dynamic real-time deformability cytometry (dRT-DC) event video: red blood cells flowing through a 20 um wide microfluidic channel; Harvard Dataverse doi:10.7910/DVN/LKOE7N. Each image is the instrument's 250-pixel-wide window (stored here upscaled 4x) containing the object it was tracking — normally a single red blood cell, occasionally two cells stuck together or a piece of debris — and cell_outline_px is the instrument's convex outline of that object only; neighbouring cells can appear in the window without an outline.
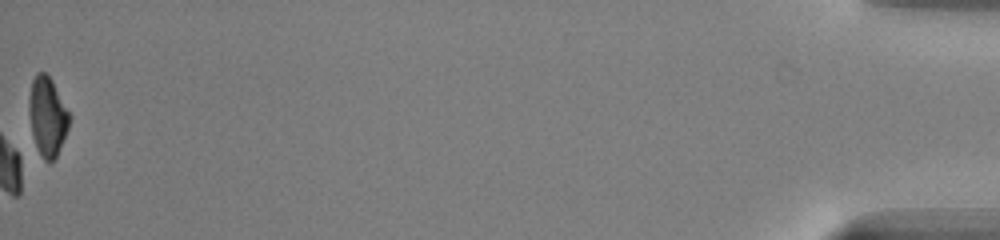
{"species": "common noctule bat (a hibernating species)", "species_latin": "Nyctalus noctula", "temperature_condition": "warm", "stored_images_in_passage": 48, "camera_frame_rate_fps": 3000, "um_per_image_px": 0.085, "animal": {"sex": "male", "body_mass_g": 13.0, "forearm_length_mm": 53.1}, "frame": {"image": 1, "passage_image": 48, "time_ms": 15.667, "image_size_px": [1000, 240], "cell_outline_px": [[72, 116], [68, 128], [56, 156], [52, 160], [44, 160], [36, 152], [32, 136], [28, 112], [28, 100], [32, 80], [36, 72], [44, 72], [52, 80]], "centroid_in_image_um": [4.01, 9.89], "position_along_channel_um": 431.2, "area_um2": 18.9}, "authors_computed_cell_mechanics": {"area_um2": 20.9236, "velocity_mm_per_s": 4.0546, "shape_relaxation_time_tau1_ms": 1.7255, "shape_relaxation_time_tau2_ms": null, "deformation_change_tau1": 0.0937, "deformation_change_tau2": null}}